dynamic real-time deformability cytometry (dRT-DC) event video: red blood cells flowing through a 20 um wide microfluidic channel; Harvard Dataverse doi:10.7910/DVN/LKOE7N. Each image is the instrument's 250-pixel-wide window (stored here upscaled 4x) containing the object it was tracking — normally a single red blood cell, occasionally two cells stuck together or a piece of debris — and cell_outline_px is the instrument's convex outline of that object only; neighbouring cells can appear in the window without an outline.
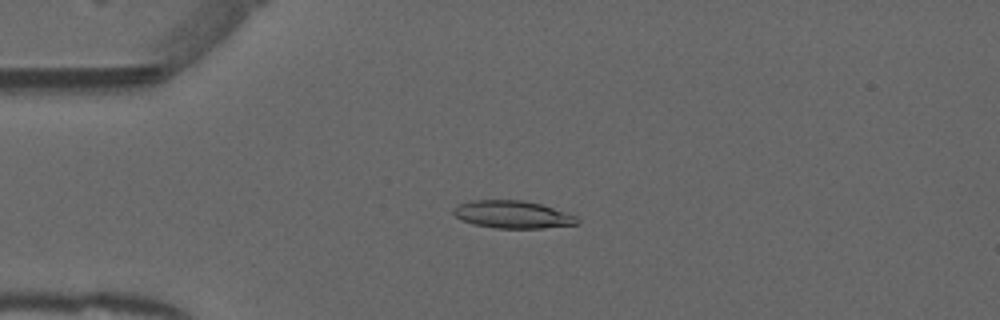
{"species": "common noctule bat (a hibernating species)", "species_latin": "Nyctalus noctula", "temperature_condition": "warm", "stored_images_in_passage": 44, "camera_frame_rate_fps": 3000, "um_per_image_px": 0.085, "animal": {"sex": "male", "forearm_length_mm": 52.5}, "frame": {"image": 1, "passage_image": 10, "time_ms": 3.0, "image_size_px": [1000, 320], "cell_outline_px": [[580, 224], [544, 228], [496, 228], [472, 224], [460, 220], [452, 212], [452, 208], [460, 204], [472, 200], [524, 200], [540, 204], [576, 216], [580, 220]], "centroid_in_image_um": [43.56, 18.24], "position_along_channel_um": 41.4, "area_um2": 19.94}}
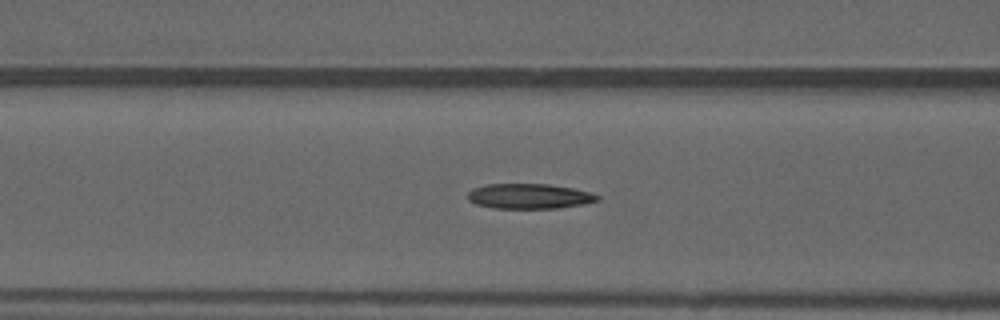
{"frame": {"image": 2, "passage_image": 18, "time_ms": 5.667, "image_size_px": [1000, 320], "cell_outline_px": [[600, 200], [584, 204], [556, 208], [492, 208], [476, 204], [468, 200], [468, 192], [472, 188], [484, 184], [548, 184], [572, 188], [592, 192], [600, 196]], "centroid_in_image_um": [44.98, 16.67], "position_along_channel_um": 121.6, "area_um2": 19.07}}
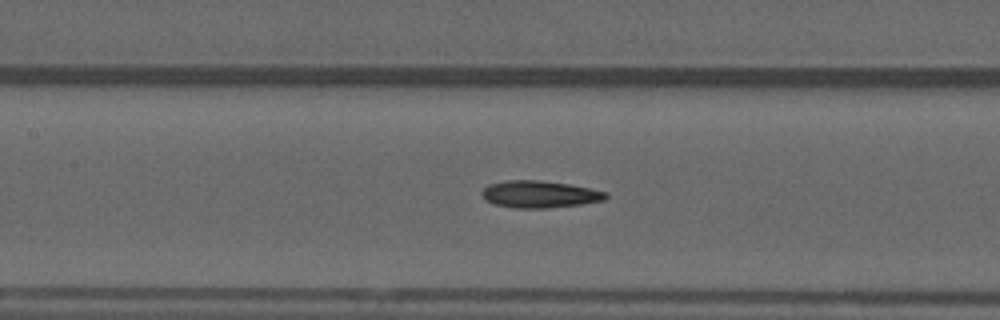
{"frame": {"image": 3, "passage_image": 21, "time_ms": 6.667, "image_size_px": [1000, 320], "cell_outline_px": [[608, 196], [604, 200], [580, 204], [548, 208], [516, 208], [492, 204], [480, 192], [488, 184], [508, 180], [540, 180], [568, 184], [608, 192]], "centroid_in_image_um": [45.86, 16.51], "position_along_channel_um": 161.5, "area_um2": 19.42}, "authors_computed_cell_mechanics": {"area_um2": 19.363, "velocity_mm_per_s": 3.9744, "shape_relaxation_time_tau1_ms": null, "shape_relaxation_time_tau2_ms": 8.0148, "deformation_change_tau1": null, "deformation_change_tau2": 0.2074}}